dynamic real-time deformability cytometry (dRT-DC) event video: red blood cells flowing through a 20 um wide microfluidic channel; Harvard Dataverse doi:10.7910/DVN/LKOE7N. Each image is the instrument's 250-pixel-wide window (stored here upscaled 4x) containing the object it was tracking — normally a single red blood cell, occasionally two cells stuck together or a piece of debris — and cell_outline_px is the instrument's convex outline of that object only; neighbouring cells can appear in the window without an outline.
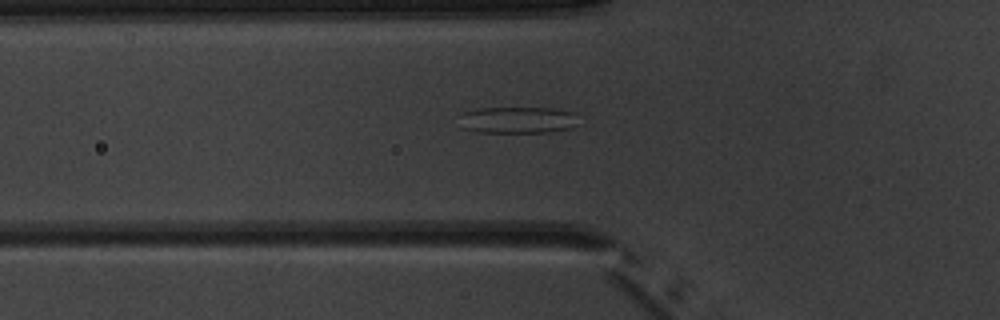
{"species": "common noctule bat (a hibernating species)", "species_latin": "Nyctalus noctula", "temperature_condition": "warm", "stored_images_in_passage": 6, "camera_frame_rate_fps": 3000, "um_per_image_px": 0.085, "animal": {"sex": "male", "body_mass_g": 20.1, "forearm_length_mm": 53.5}, "frame": {"image": 1, "passage_image": 6, "time_ms": 5.667, "image_size_px": [1000, 320], "cell_outline_px": [[576, 124], [572, 128], [548, 132], [476, 132], [460, 128], [456, 116], [464, 112], [476, 108], [552, 108], [576, 112]], "centroid_in_image_um": [43.91, 10.2], "position_along_channel_um": 81.9, "area_um2": 18.9}}